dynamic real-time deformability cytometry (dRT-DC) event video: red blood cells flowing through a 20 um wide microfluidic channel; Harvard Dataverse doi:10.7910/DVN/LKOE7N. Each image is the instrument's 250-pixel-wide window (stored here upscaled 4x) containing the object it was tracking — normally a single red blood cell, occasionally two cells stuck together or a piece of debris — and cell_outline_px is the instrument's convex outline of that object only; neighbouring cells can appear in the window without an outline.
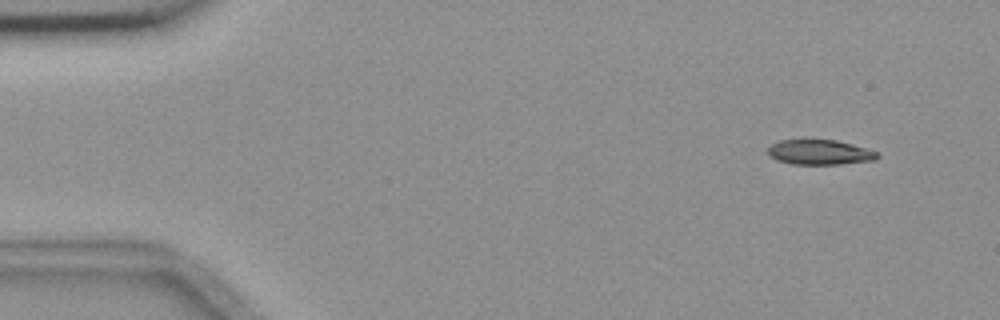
{"species": "common noctule bat (a hibernating species)", "species_latin": "Nyctalus noctula", "temperature_condition": "room temperature", "stored_images_in_passage": 4, "camera_frame_rate_fps": 3000, "um_per_image_px": 0.085, "animal": {"sex": "female", "body_mass_g": 18.4}, "frame": {"image": 1, "passage_image": 1, "time_ms": 0.0, "image_size_px": [1000, 320], "cell_outline_px": [[880, 156], [876, 160], [840, 164], [792, 164], [776, 160], [768, 156], [768, 148], [772, 144], [780, 140], [836, 140], [852, 144], [880, 152]], "centroid_in_image_um": [69.7, 12.95], "position_along_channel_um": 15.3, "area_um2": 16.01}}